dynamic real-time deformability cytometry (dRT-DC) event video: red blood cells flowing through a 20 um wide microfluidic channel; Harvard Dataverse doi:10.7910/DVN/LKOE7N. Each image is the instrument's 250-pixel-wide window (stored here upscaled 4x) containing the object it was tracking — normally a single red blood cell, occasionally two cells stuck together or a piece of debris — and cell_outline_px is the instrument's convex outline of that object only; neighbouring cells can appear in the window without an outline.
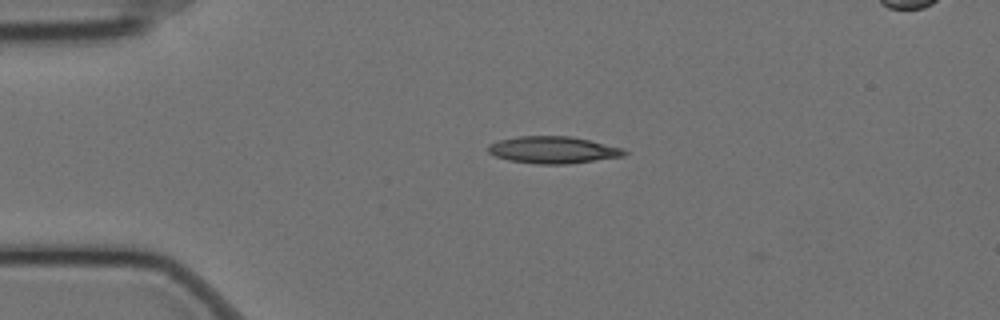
{"species": "Egyptian fruit bat (a non-hibernating species)", "species_latin": "Rousettus aegyptiacus", "temperature_condition": "cold", "stored_images_in_passage": 10, "camera_frame_rate_fps": 3000, "um_per_image_px": 0.085, "animal": {"sex": "female"}, "frame": {"image": 1, "passage_image": 7, "time_ms": 2.0, "image_size_px": [1000, 320], "cell_outline_px": [[628, 152], [624, 156], [568, 164], [540, 164], [508, 160], [496, 156], [488, 152], [488, 144], [496, 140], [520, 136], [572, 136], [624, 148]], "centroid_in_image_um": [47.01, 12.73], "position_along_channel_um": 38.0, "area_um2": 21.5}}